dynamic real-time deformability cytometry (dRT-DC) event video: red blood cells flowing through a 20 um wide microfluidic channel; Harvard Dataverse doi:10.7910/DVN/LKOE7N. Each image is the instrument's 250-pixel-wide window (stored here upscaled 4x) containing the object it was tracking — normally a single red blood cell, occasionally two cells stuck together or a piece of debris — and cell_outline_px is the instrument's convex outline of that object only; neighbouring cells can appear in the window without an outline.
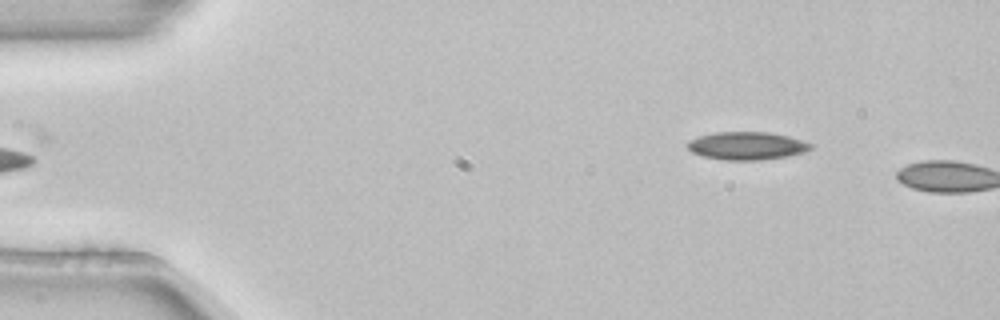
{"species": "common noctule bat (a hibernating species)", "species_latin": "Nyctalus noctula", "temperature_condition": "room temperature", "stored_images_in_passage": 5, "segment_of_instrument_passage": [2, 2], "camera_frame_rate_fps": 3000, "um_per_image_px": 0.085, "animal": {"sex": "female", "body_mass_g": 22.7, "forearm_length_mm": 54.2}, "frame": {"image": 1, "passage_image": 5, "time_ms": 1.333, "image_size_px": [1000, 320], "cell_outline_px": [[812, 148], [804, 152], [788, 156], [760, 160], [724, 160], [704, 156], [692, 152], [684, 144], [688, 140], [700, 136], [716, 132], [768, 132], [788, 136], [812, 144]], "centroid_in_image_um": [63.45, 12.39], "position_along_channel_um": 21.5, "area_um2": 20.0}}